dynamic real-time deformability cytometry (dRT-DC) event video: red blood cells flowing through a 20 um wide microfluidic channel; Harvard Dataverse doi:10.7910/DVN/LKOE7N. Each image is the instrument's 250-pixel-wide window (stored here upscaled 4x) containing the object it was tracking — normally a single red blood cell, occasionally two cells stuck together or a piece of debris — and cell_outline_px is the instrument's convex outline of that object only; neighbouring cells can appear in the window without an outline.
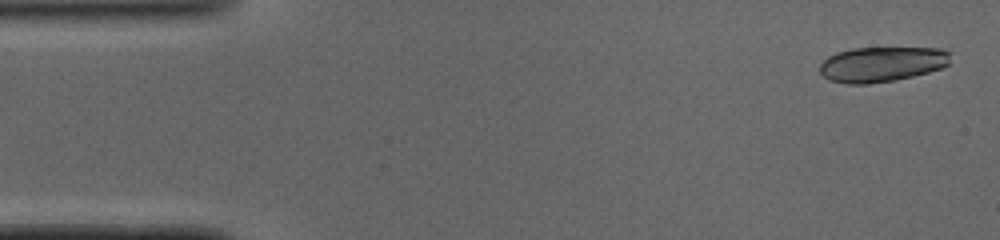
{"species": "common noctule bat (a hibernating species)", "species_latin": "Nyctalus noctula", "temperature_condition": "cold", "stored_images_in_passage": 15, "camera_frame_rate_fps": 3000, "um_per_image_px": 0.085, "animal": {"sex": "male", "body_mass_g": 19.0, "forearm_length_mm": 50.8}, "frame": {"image": 1, "passage_image": 2, "time_ms": 0.333, "image_size_px": [1000, 240], "cell_outline_px": [[948, 64], [940, 68], [928, 72], [912, 76], [892, 80], [868, 84], [848, 84], [828, 80], [820, 72], [820, 64], [828, 56], [836, 52], [852, 48], [940, 48], [948, 52]], "centroid_in_image_um": [74.89, 5.46], "position_along_channel_um": 10.1, "area_um2": 26.53}}